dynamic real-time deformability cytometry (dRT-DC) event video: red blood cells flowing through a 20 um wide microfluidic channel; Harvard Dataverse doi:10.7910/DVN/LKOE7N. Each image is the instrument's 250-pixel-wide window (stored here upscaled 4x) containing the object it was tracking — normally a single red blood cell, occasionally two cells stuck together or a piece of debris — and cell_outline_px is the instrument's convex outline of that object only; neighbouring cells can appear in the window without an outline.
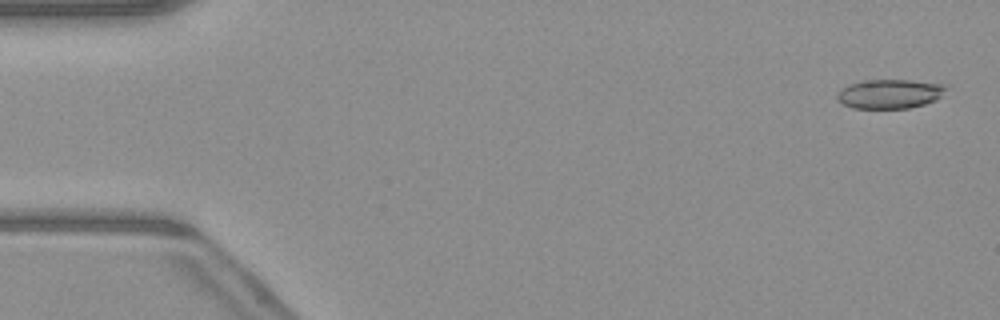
{"species": "common noctule bat (a hibernating species)", "species_latin": "Nyctalus noctula", "temperature_condition": "warm", "stored_images_in_passage": 50, "camera_frame_rate_fps": 3000, "um_per_image_px": 0.085, "animal": {"sex": "male", "body_mass_g": 23.1, "forearm_length_mm": 52.7}, "frame": {"image": 1, "passage_image": 1, "time_ms": 0.0, "image_size_px": [1000, 320], "cell_outline_px": [[948, 84], [940, 96], [936, 100], [924, 104], [908, 108], [852, 108], [836, 100], [836, 96], [840, 88], [848, 84], [864, 80], [912, 80]], "centroid_in_image_um": [75.6, 7.97], "position_along_channel_um": 9.4, "area_um2": 18.67}}
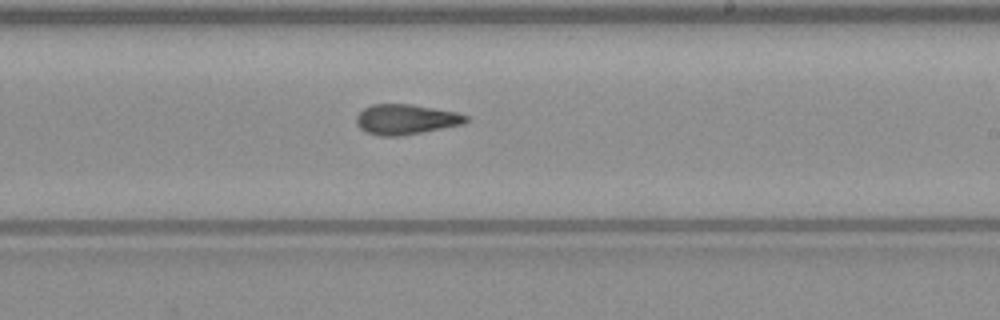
{"frame": {"image": 2, "passage_image": 29, "time_ms": 9.333, "image_size_px": [1000, 320], "cell_outline_px": [[468, 120], [464, 124], [400, 136], [376, 136], [364, 132], [356, 124], [356, 116], [364, 108], [372, 104], [408, 104], [456, 112], [468, 116]], "centroid_in_image_um": [34.46, 10.16], "position_along_channel_um": 254.5, "area_um2": 19.25}}
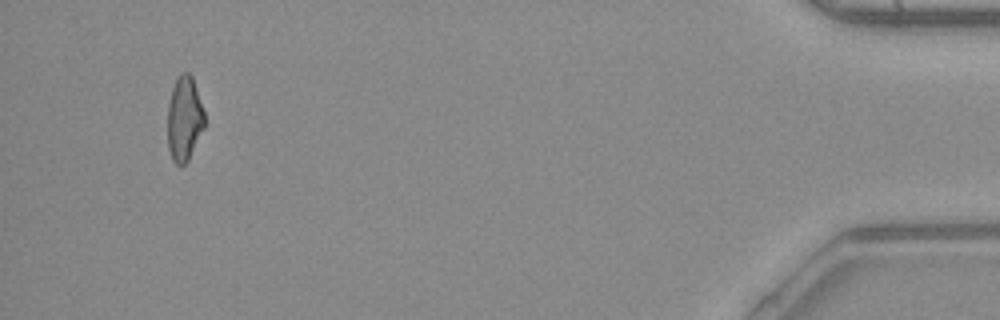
{"frame": {"image": 3, "passage_image": 47, "time_ms": 15.333, "image_size_px": [1000, 320], "cell_outline_px": [[204, 128], [188, 160], [184, 164], [176, 164], [172, 160], [168, 148], [168, 104], [172, 88], [180, 72], [188, 72], [192, 76], [204, 112]], "centroid_in_image_um": [15.66, 10.08], "position_along_channel_um": 419.5, "area_um2": 18.09}, "authors_computed_cell_mechanics": {"area_um2": 18.9873, "velocity_mm_per_s": 4.1245, "shape_relaxation_time_tau1_ms": null, "shape_relaxation_time_tau2_ms": 4.3247, "deformation_change_tau1": null, "deformation_change_tau2": 0.1346}}